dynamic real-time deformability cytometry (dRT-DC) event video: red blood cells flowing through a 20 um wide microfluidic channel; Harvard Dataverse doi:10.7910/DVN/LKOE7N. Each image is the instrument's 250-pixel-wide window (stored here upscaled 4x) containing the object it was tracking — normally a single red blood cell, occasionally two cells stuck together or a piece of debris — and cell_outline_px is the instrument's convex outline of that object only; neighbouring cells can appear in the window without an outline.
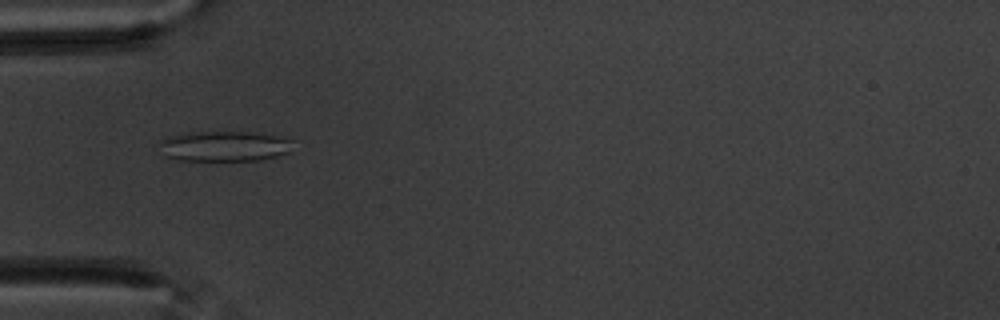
{"species": "common noctule bat (a hibernating species)", "species_latin": "Nyctalus noctula", "temperature_condition": "warm", "stored_images_in_passage": 58, "camera_frame_rate_fps": 3000, "um_per_image_px": 0.085, "animal": {"sex": "male", "body_mass_g": 20.1, "forearm_length_mm": 53.5}, "frame": {"image": 1, "passage_image": 19, "time_ms": 6.0, "image_size_px": [1000, 320], "cell_outline_px": [[292, 152], [260, 160], [176, 160], [164, 156], [160, 144], [160, 140], [164, 136], [180, 132], [252, 132], [276, 136], [292, 140]], "centroid_in_image_um": [19.02, 12.42], "position_along_channel_um": 66.0, "area_um2": 23.87}}
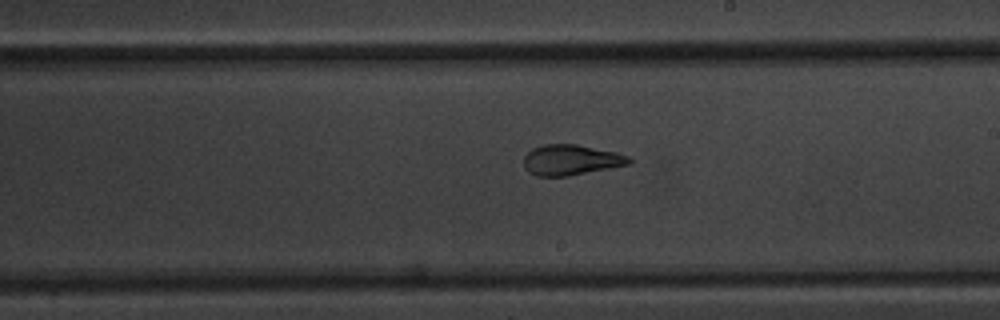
{"frame": {"image": 2, "passage_image": 34, "time_ms": 11.0, "image_size_px": [1000, 320], "cell_outline_px": [[632, 164], [568, 176], [536, 176], [528, 172], [524, 168], [524, 156], [532, 148], [544, 144], [576, 144], [616, 152], [628, 156], [632, 160]], "centroid_in_image_um": [48.53, 13.6], "position_along_channel_um": 240.5, "area_um2": 18.84}}
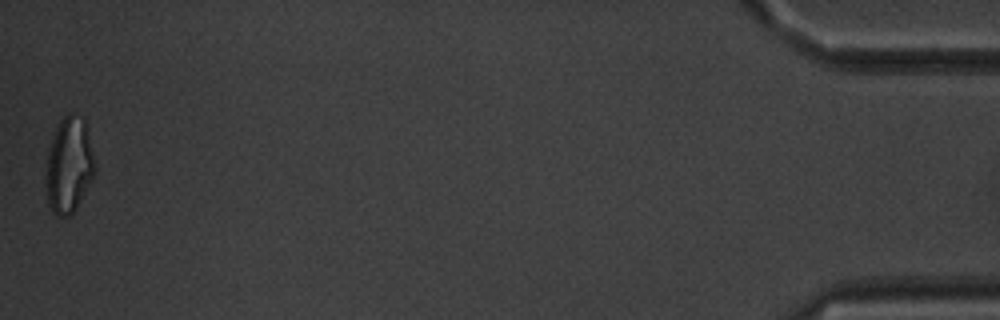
{"frame": {"image": 3, "passage_image": 58, "time_ms": 19.0, "image_size_px": [1000, 320], "cell_outline_px": [[96, 172], [76, 208], [68, 216], [56, 216], [52, 212], [48, 204], [48, 152], [56, 128], [60, 120], [68, 112], [72, 112], [84, 116], [96, 168]], "centroid_in_image_um": [5.91, 14.0], "position_along_channel_um": 429.3, "area_um2": 26.82}, "authors_computed_cell_mechanics": {"area_um2": 23.9003, "velocity_mm_per_s": 3.5028, "shape_relaxation_time_tau1_ms": 9.4355, "shape_relaxation_time_tau2_ms": 1.7969, "deformation_change_tau1": 0.2097, "deformation_change_tau2": 0.0784}}